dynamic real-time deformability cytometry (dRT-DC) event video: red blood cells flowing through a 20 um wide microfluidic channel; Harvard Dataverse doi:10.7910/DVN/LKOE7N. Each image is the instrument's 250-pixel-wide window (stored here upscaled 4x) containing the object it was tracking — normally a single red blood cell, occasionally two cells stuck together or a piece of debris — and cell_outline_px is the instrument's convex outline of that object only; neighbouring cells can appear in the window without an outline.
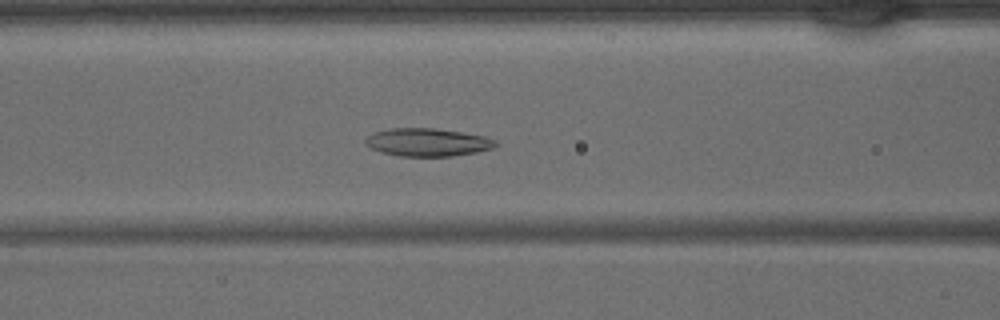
{"species": "common noctule bat (a hibernating species)", "species_latin": "Nyctalus noctula", "temperature_condition": "warm", "stored_images_in_passage": 43, "camera_frame_rate_fps": 3000, "um_per_image_px": 0.085, "animal": {"sex": "male", "body_mass_g": 15.6}, "frame": {"image": 1, "passage_image": 18, "time_ms": 5.667, "image_size_px": [1000, 320], "cell_outline_px": [[496, 144], [492, 148], [476, 152], [452, 156], [400, 156], [380, 152], [364, 144], [364, 140], [372, 132], [388, 128], [432, 128], [460, 132], [484, 136], [496, 140]], "centroid_in_image_um": [36.28, 12.09], "position_along_channel_um": 130.3, "area_um2": 21.15}}
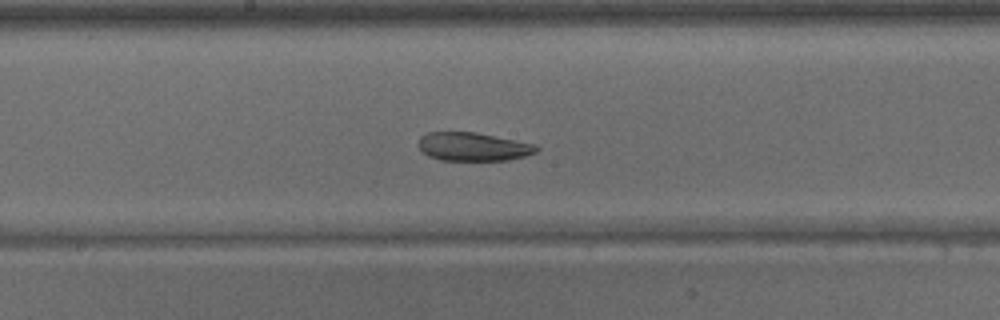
{"frame": {"image": 2, "passage_image": 23, "time_ms": 7.333, "image_size_px": [1000, 320], "cell_outline_px": [[540, 148], [536, 152], [524, 156], [508, 160], [440, 160], [428, 156], [416, 144], [420, 136], [428, 132], [476, 132], [536, 144]], "centroid_in_image_um": [40.2, 12.46], "position_along_channel_um": 208.0, "area_um2": 19.65}}
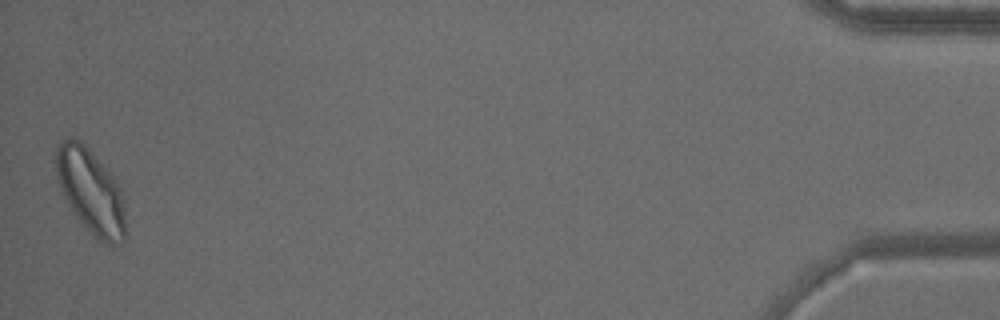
{"frame": {"image": 3, "passage_image": 43, "time_ms": 14.0, "image_size_px": [1000, 320], "cell_outline_px": [[124, 244], [112, 248], [104, 244], [92, 236], [76, 216], [68, 204], [64, 196], [56, 172], [56, 148], [64, 140], [72, 136], [76, 136], [84, 144], [116, 180], [120, 188], [124, 204]], "centroid_in_image_um": [7.73, 16.32], "position_along_channel_um": 427.5, "area_um2": 34.28}}